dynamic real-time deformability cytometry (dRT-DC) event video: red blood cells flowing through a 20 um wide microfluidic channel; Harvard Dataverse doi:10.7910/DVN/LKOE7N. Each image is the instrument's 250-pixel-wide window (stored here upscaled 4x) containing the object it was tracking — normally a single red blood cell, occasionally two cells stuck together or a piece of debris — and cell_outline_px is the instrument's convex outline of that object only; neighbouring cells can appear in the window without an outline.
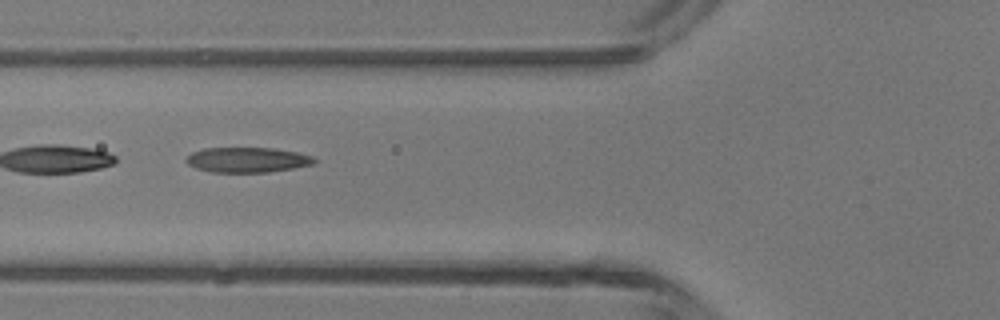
{"species": "common noctule bat (a hibernating species)", "species_latin": "Nyctalus noctula", "temperature_condition": "room temperature", "stored_images_in_passage": 6, "camera_frame_rate_fps": 3000, "um_per_image_px": 0.085, "animal": {"sex": "male", "body_mass_g": 13.3}, "frame": {"image": 1, "passage_image": 6, "time_ms": 5.667, "image_size_px": [1000, 320], "cell_outline_px": [[316, 164], [268, 172], [212, 172], [196, 168], [188, 164], [184, 160], [192, 152], [204, 148], [272, 148], [296, 152], [312, 156], [316, 160]], "centroid_in_image_um": [21.02, 13.59], "position_along_channel_um": 104.8, "area_um2": 18.67}}